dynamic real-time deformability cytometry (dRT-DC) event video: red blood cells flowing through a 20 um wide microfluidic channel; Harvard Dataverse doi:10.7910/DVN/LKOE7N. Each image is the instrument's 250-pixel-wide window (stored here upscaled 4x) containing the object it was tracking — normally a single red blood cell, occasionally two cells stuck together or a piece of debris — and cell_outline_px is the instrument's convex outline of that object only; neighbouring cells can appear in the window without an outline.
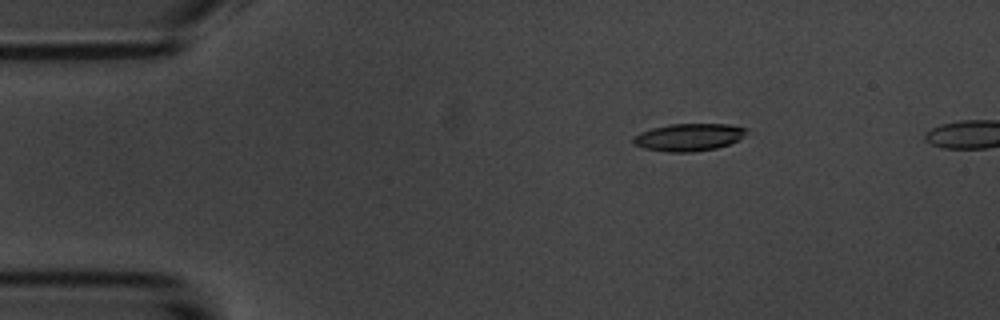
{"species": "common noctule bat (a hibernating species)", "species_latin": "Nyctalus noctula", "temperature_condition": "room temperature", "stored_images_in_passage": 5, "camera_frame_rate_fps": 3000, "um_per_image_px": 0.085, "animal": {"sex": "male", "body_mass_g": 20.1, "forearm_length_mm": 53.5}, "frame": {"image": 1, "passage_image": 2, "time_ms": 1.333, "image_size_px": [1000, 320], "cell_outline_px": [[748, 128], [736, 140], [728, 144], [716, 148], [692, 152], [668, 152], [644, 148], [632, 144], [632, 136], [640, 132], [652, 128], [668, 124], [728, 124]], "centroid_in_image_um": [58.45, 11.66], "position_along_channel_um": 26.5, "area_um2": 17.98}}